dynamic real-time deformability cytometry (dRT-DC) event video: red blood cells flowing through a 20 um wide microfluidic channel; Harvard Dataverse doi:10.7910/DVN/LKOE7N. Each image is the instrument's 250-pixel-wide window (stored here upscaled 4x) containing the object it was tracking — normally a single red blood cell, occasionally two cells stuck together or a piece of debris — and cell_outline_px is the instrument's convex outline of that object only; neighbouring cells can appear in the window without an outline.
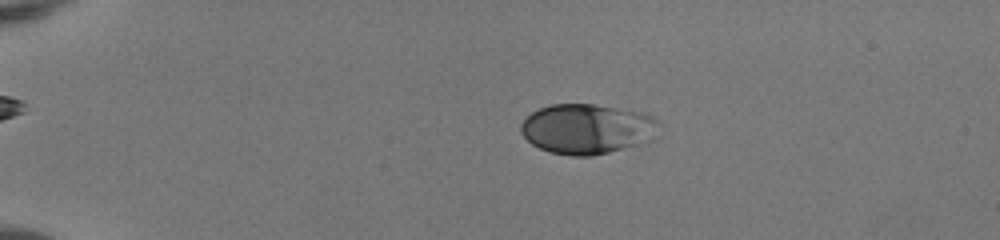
{"species": "human", "species_latin": "Homo sapiens", "temperature_condition": "room temperature", "stored_images_in_passage": 52, "camera_frame_rate_fps": 3000, "um_per_image_px": 0.085, "donor": {"sex": "female"}, "frame": {"image": 1, "passage_image": 13, "time_ms": 4.0, "image_size_px": [1000, 240], "cell_outline_px": [[660, 124], [652, 140], [608, 152], [592, 156], [572, 156], [552, 152], [540, 148], [532, 144], [520, 132], [520, 124], [532, 112], [540, 108], [552, 104], [592, 104], [644, 112], [652, 116]], "centroid_in_image_um": [49.9, 10.95], "position_along_channel_um": 35.1, "area_um2": 40.11}}
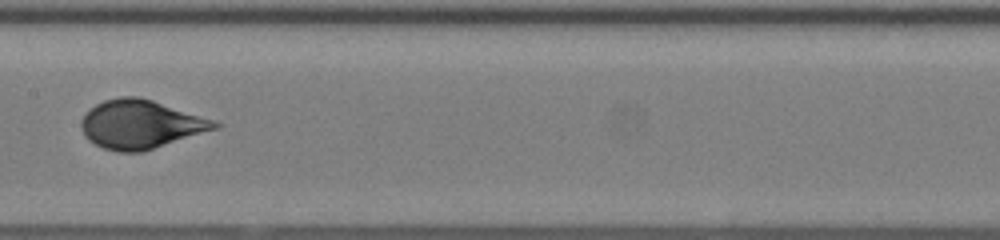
{"frame": {"image": 2, "passage_image": 30, "time_ms": 9.667, "image_size_px": [1000, 240], "cell_outline_px": [[224, 124], [220, 128], [144, 152], [116, 152], [104, 148], [88, 140], [84, 136], [80, 128], [80, 120], [96, 104], [104, 100], [120, 96], [140, 96], [216, 120]], "centroid_in_image_um": [12.0, 10.58], "position_along_channel_um": 195.4, "area_um2": 38.32}}
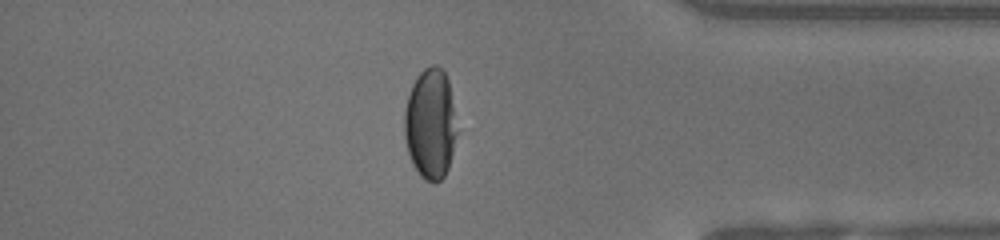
{"frame": {"image": 3, "passage_image": 46, "time_ms": 15.0, "image_size_px": [1000, 240], "cell_outline_px": [[456, 132], [452, 152], [448, 168], [444, 176], [440, 180], [424, 180], [420, 176], [412, 164], [408, 152], [404, 136], [404, 112], [408, 96], [412, 84], [420, 72], [424, 68], [432, 64], [436, 64], [444, 72], [448, 80]], "centroid_in_image_um": [36.54, 10.52], "position_along_channel_um": 398.7, "area_um2": 33.29}, "authors_computed_cell_mechanics": {"area_um2": 38.2058, "velocity_mm_per_s": 4.1154, "shape_relaxation_time_tau1_ms": 5.8216, "shape_relaxation_time_tau2_ms": null, "deformation_change_tau1": 0.22, "deformation_change_tau2": null}}